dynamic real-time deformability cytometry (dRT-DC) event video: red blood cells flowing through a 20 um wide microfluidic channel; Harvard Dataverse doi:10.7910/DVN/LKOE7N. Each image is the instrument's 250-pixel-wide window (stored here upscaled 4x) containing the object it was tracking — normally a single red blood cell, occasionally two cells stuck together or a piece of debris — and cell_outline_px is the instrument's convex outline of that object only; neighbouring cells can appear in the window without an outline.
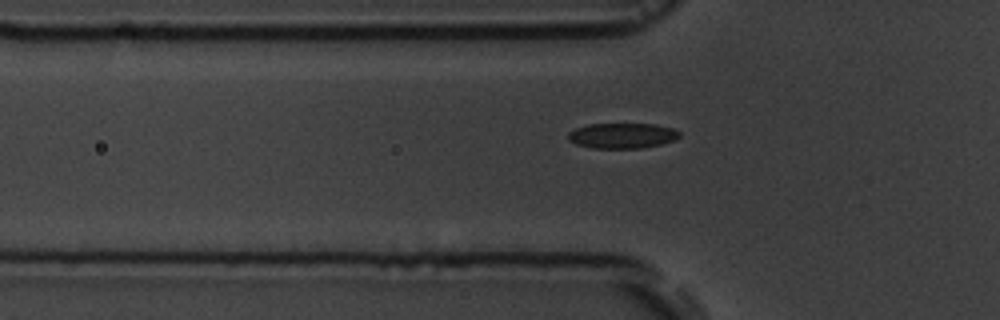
{"species": "common noctule bat (a hibernating species)", "species_latin": "Nyctalus noctula", "temperature_condition": "room temperature", "stored_images_in_passage": 5, "camera_frame_rate_fps": 3000, "um_per_image_px": 0.085, "animal": {"sex": "male", "body_mass_g": 19.5, "forearm_length_mm": 54.6}, "frame": {"image": 1, "passage_image": 5, "time_ms": 4.667, "image_size_px": [1000, 320], "cell_outline_px": [[680, 136], [676, 140], [644, 148], [592, 148], [576, 144], [568, 140], [568, 132], [576, 128], [588, 124], [656, 124], [672, 128], [680, 132]], "centroid_in_image_um": [52.9, 11.53], "position_along_channel_um": 72.9, "area_um2": 16.53}}